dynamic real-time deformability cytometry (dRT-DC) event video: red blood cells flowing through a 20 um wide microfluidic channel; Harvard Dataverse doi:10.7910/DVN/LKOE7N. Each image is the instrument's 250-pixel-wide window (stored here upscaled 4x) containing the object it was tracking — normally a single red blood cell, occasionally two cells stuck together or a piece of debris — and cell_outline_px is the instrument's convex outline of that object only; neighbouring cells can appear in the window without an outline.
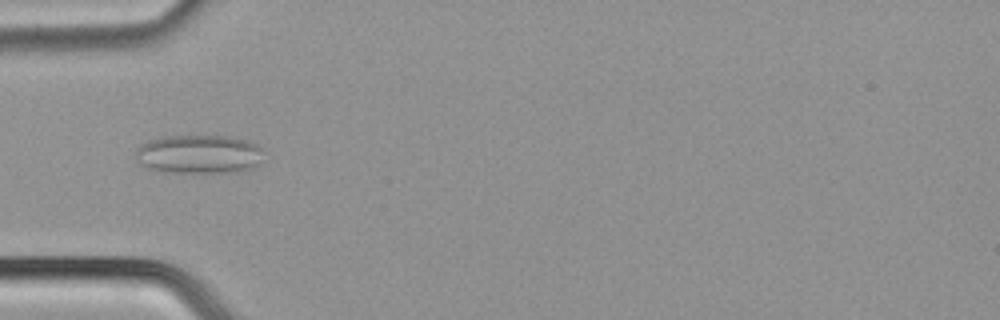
{"species": "common noctule bat (a hibernating species)", "species_latin": "Nyctalus noctula", "temperature_condition": "cold", "stored_images_in_passage": 51, "camera_frame_rate_fps": 3000, "um_per_image_px": 0.085, "animal": {"sex": "male", "body_mass_g": 21.5, "forearm_length_mm": 52.0}, "frame": {"image": 1, "passage_image": 17, "time_ms": 5.333, "image_size_px": [1000, 320], "cell_outline_px": [[260, 164], [252, 168], [236, 172], [164, 172], [148, 168], [140, 164], [136, 156], [136, 152], [140, 144], [148, 140], [164, 136], [228, 136], [248, 140], [256, 144], [260, 148]], "centroid_in_image_um": [16.89, 13.1], "position_along_channel_um": 68.1, "area_um2": 28.9}}
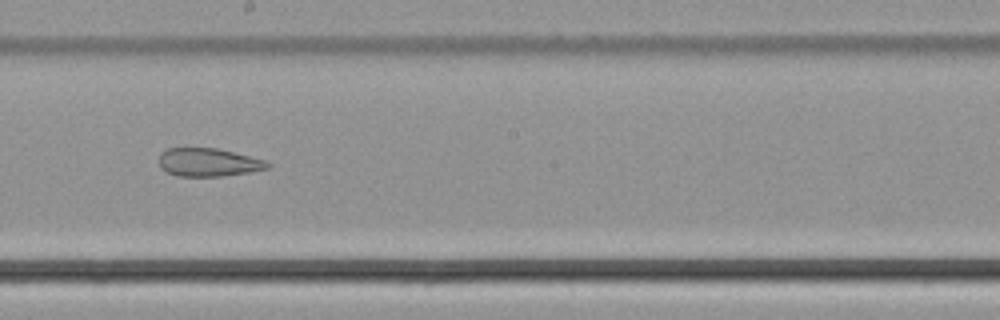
{"frame": {"image": 2, "passage_image": 29, "time_ms": 9.333, "image_size_px": [1000, 320], "cell_outline_px": [[272, 164], [268, 168], [252, 172], [220, 176], [176, 176], [160, 168], [160, 152], [168, 148], [216, 148], [264, 160]], "centroid_in_image_um": [17.7, 13.8], "position_along_channel_um": 230.5, "area_um2": 17.74}}
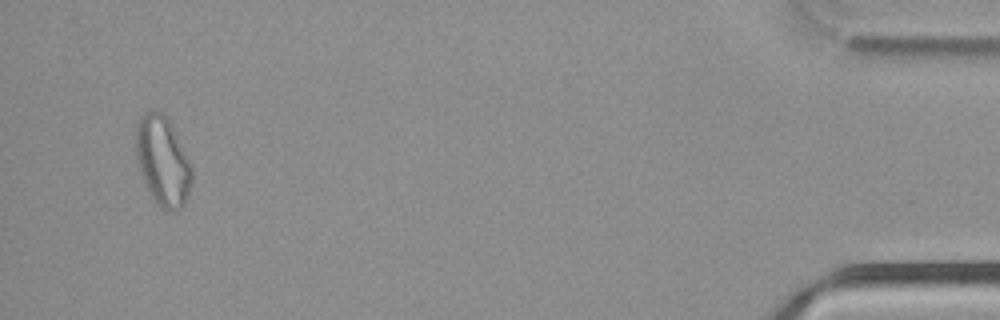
{"frame": {"image": 3, "passage_image": 49, "time_ms": 16.0, "image_size_px": [1000, 320], "cell_outline_px": [[192, 180], [188, 196], [184, 204], [180, 208], [164, 208], [156, 204], [144, 184], [140, 172], [136, 156], [136, 124], [140, 116], [148, 112], [160, 112], [168, 116], [192, 168]], "centroid_in_image_um": [13.81, 13.67], "position_along_channel_um": 421.4, "area_um2": 28.84}}